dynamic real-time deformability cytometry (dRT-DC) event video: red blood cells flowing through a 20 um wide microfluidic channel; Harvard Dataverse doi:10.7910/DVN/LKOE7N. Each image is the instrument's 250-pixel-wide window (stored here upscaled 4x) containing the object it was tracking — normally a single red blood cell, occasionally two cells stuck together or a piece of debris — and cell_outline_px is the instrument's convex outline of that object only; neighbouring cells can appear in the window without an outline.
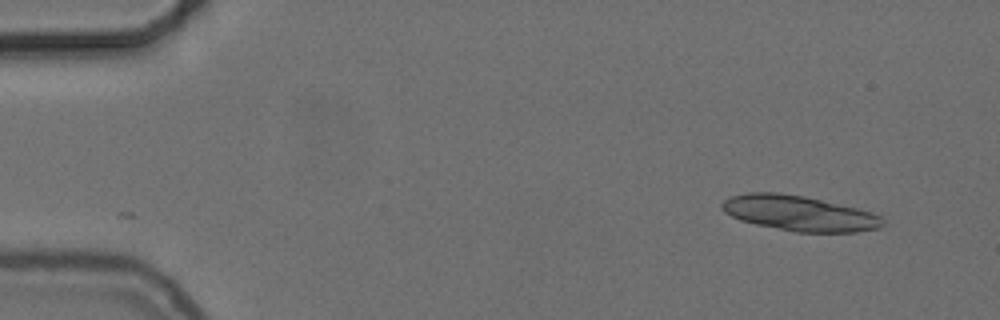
{"species": "common noctule bat (a hibernating species)", "species_latin": "Nyctalus noctula", "temperature_condition": "cold", "stored_images_in_passage": 52, "segment_of_instrument_passage": [1, 2], "camera_frame_rate_fps": 3000, "um_per_image_px": 0.085, "animal": {"sex": "female", "body_mass_g": 24.6, "forearm_length_mm": 56.2}, "frame": {"image": 1, "passage_image": 1, "time_ms": 0.0, "image_size_px": [1000, 320], "cell_outline_px": [[884, 224], [880, 228], [856, 232], [796, 232], [756, 224], [740, 220], [724, 212], [720, 208], [720, 204], [724, 200], [732, 196], [748, 192], [780, 192], [804, 196], [856, 208], [872, 212], [880, 216], [884, 220]], "centroid_in_image_um": [67.92, 18.12], "position_along_channel_um": 17.1, "area_um2": 33.0}}